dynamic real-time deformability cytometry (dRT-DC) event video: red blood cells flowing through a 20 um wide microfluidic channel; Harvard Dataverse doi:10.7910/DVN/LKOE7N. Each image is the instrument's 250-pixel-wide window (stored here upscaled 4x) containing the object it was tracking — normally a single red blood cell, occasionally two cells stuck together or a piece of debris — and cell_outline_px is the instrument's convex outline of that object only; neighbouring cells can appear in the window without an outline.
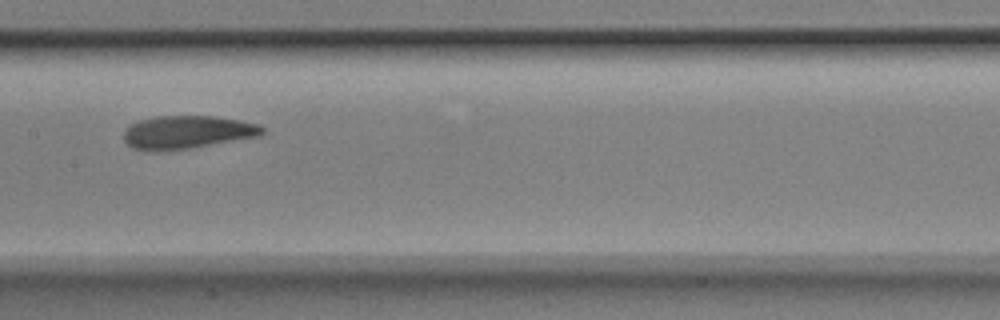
{"species": "Egyptian fruit bat (a non-hibernating species)", "species_latin": "Rousettus aegyptiacus", "temperature_condition": "room temperature", "stored_images_in_passage": 9, "camera_frame_rate_fps": 3000, "um_per_image_px": 0.085, "animal": {"sex": "male"}, "frame": {"image": 1, "passage_image": 8, "time_ms": 2.333, "image_size_px": [1000, 320], "cell_outline_px": [[264, 132], [260, 136], [192, 148], [160, 152], [144, 152], [132, 148], [124, 140], [124, 132], [132, 124], [140, 120], [156, 116], [216, 116], [240, 120], [256, 124], [264, 128]], "centroid_in_image_um": [15.89, 11.26], "position_along_channel_um": 191.5, "area_um2": 26.99}}
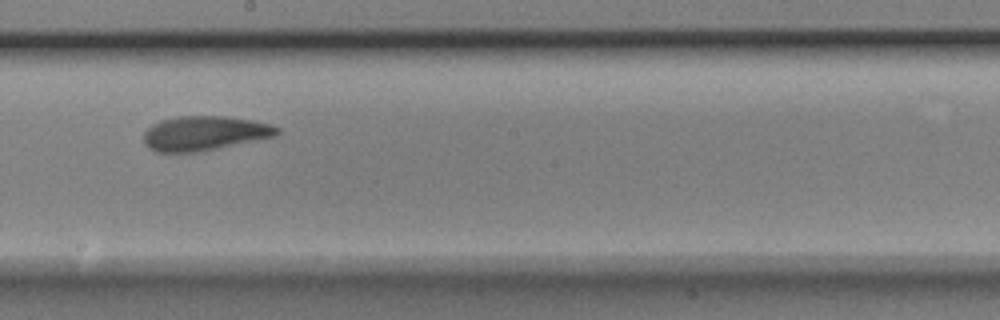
{"frame": {"image": 2, "passage_image": 9, "time_ms": 2.667, "image_size_px": [1000, 320], "cell_outline_px": [[280, 136], [196, 152], [156, 152], [148, 148], [144, 144], [144, 132], [152, 124], [160, 120], [176, 116], [224, 116], [252, 120], [272, 124], [280, 128]], "centroid_in_image_um": [17.41, 11.32], "position_along_channel_um": 230.8, "area_um2": 27.11}}